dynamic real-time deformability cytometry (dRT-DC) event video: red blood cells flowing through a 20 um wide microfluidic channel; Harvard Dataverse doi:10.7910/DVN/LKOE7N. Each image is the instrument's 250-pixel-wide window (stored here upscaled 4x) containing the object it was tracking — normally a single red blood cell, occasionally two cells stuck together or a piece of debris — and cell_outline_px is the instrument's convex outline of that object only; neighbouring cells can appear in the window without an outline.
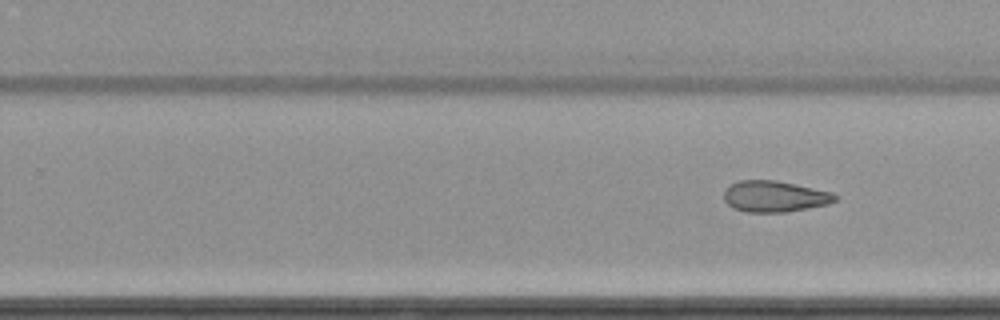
{"species": "common noctule bat (a hibernating species)", "species_latin": "Nyctalus noctula", "temperature_condition": "cold", "stored_images_in_passage": 10, "segment_of_instrument_passage": [2, 2], "camera_frame_rate_fps": 3000, "um_per_image_px": 0.085, "animal": {"sex": "female", "body_mass_g": 22.7, "forearm_length_mm": 54.2}, "frame": {"image": 1, "passage_image": 10, "time_ms": 12.0, "image_size_px": [1000, 320], "cell_outline_px": [[836, 200], [828, 204], [784, 212], [744, 212], [732, 208], [724, 200], [724, 188], [740, 180], [776, 180], [832, 192], [836, 196]], "centroid_in_image_um": [65.79, 16.69], "position_along_channel_um": 264.0, "area_um2": 20.11}}